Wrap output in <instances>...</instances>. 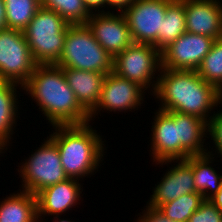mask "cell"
I'll return each instance as SVG.
<instances>
[{
    "instance_id": "cell-1",
    "label": "cell",
    "mask_w": 222,
    "mask_h": 222,
    "mask_svg": "<svg viewBox=\"0 0 222 222\" xmlns=\"http://www.w3.org/2000/svg\"><path fill=\"white\" fill-rule=\"evenodd\" d=\"M159 73L152 94L160 103L158 109L194 115L208 123L215 113L214 108L216 110L219 104L221 107L222 93L204 81L197 71L161 68Z\"/></svg>"
},
{
    "instance_id": "cell-2",
    "label": "cell",
    "mask_w": 222,
    "mask_h": 222,
    "mask_svg": "<svg viewBox=\"0 0 222 222\" xmlns=\"http://www.w3.org/2000/svg\"><path fill=\"white\" fill-rule=\"evenodd\" d=\"M23 91L36 102L50 126L90 122L89 113L77 101L63 69L56 64H37Z\"/></svg>"
},
{
    "instance_id": "cell-3",
    "label": "cell",
    "mask_w": 222,
    "mask_h": 222,
    "mask_svg": "<svg viewBox=\"0 0 222 222\" xmlns=\"http://www.w3.org/2000/svg\"><path fill=\"white\" fill-rule=\"evenodd\" d=\"M90 123L52 126L55 132L49 137L57 145L61 164L68 178L81 181L85 177L89 178L99 171L97 169L104 160L105 141Z\"/></svg>"
},
{
    "instance_id": "cell-4",
    "label": "cell",
    "mask_w": 222,
    "mask_h": 222,
    "mask_svg": "<svg viewBox=\"0 0 222 222\" xmlns=\"http://www.w3.org/2000/svg\"><path fill=\"white\" fill-rule=\"evenodd\" d=\"M69 24L55 11L40 7L23 30L34 61L56 64L62 54Z\"/></svg>"
},
{
    "instance_id": "cell-5",
    "label": "cell",
    "mask_w": 222,
    "mask_h": 222,
    "mask_svg": "<svg viewBox=\"0 0 222 222\" xmlns=\"http://www.w3.org/2000/svg\"><path fill=\"white\" fill-rule=\"evenodd\" d=\"M56 65L102 74L113 72V58L96 41L87 25H69Z\"/></svg>"
},
{
    "instance_id": "cell-6",
    "label": "cell",
    "mask_w": 222,
    "mask_h": 222,
    "mask_svg": "<svg viewBox=\"0 0 222 222\" xmlns=\"http://www.w3.org/2000/svg\"><path fill=\"white\" fill-rule=\"evenodd\" d=\"M31 156L18 165L22 190L36 195L46 187L65 181L66 176L56 143L47 137Z\"/></svg>"
},
{
    "instance_id": "cell-7",
    "label": "cell",
    "mask_w": 222,
    "mask_h": 222,
    "mask_svg": "<svg viewBox=\"0 0 222 222\" xmlns=\"http://www.w3.org/2000/svg\"><path fill=\"white\" fill-rule=\"evenodd\" d=\"M161 68V53L151 44L133 42L113 58V72L117 76L136 82L146 92L151 90L152 93L148 91L151 95Z\"/></svg>"
},
{
    "instance_id": "cell-8",
    "label": "cell",
    "mask_w": 222,
    "mask_h": 222,
    "mask_svg": "<svg viewBox=\"0 0 222 222\" xmlns=\"http://www.w3.org/2000/svg\"><path fill=\"white\" fill-rule=\"evenodd\" d=\"M36 66L24 32L8 28L0 30V81L23 87Z\"/></svg>"
},
{
    "instance_id": "cell-9",
    "label": "cell",
    "mask_w": 222,
    "mask_h": 222,
    "mask_svg": "<svg viewBox=\"0 0 222 222\" xmlns=\"http://www.w3.org/2000/svg\"><path fill=\"white\" fill-rule=\"evenodd\" d=\"M173 0H135L122 13L124 14L132 41L151 44L158 50V33L167 6Z\"/></svg>"
},
{
    "instance_id": "cell-10",
    "label": "cell",
    "mask_w": 222,
    "mask_h": 222,
    "mask_svg": "<svg viewBox=\"0 0 222 222\" xmlns=\"http://www.w3.org/2000/svg\"><path fill=\"white\" fill-rule=\"evenodd\" d=\"M146 90L139 84L117 76L114 72L106 74L101 89V95L96 107L89 113L90 121L97 118V114L110 111L129 112L138 110L144 102ZM93 118V119H92Z\"/></svg>"
},
{
    "instance_id": "cell-11",
    "label": "cell",
    "mask_w": 222,
    "mask_h": 222,
    "mask_svg": "<svg viewBox=\"0 0 222 222\" xmlns=\"http://www.w3.org/2000/svg\"><path fill=\"white\" fill-rule=\"evenodd\" d=\"M214 41L212 37L185 32L161 52V67L196 71Z\"/></svg>"
},
{
    "instance_id": "cell-12",
    "label": "cell",
    "mask_w": 222,
    "mask_h": 222,
    "mask_svg": "<svg viewBox=\"0 0 222 222\" xmlns=\"http://www.w3.org/2000/svg\"><path fill=\"white\" fill-rule=\"evenodd\" d=\"M154 164L159 166L167 164V167L170 164L171 166L164 173L165 175L163 174L161 181L155 184V188L153 187V194L150 195L147 205L157 208L183 194L196 192L191 156L185 160H166Z\"/></svg>"
},
{
    "instance_id": "cell-13",
    "label": "cell",
    "mask_w": 222,
    "mask_h": 222,
    "mask_svg": "<svg viewBox=\"0 0 222 222\" xmlns=\"http://www.w3.org/2000/svg\"><path fill=\"white\" fill-rule=\"evenodd\" d=\"M86 25L96 41L112 58L133 43L127 20L122 12L92 13Z\"/></svg>"
},
{
    "instance_id": "cell-14",
    "label": "cell",
    "mask_w": 222,
    "mask_h": 222,
    "mask_svg": "<svg viewBox=\"0 0 222 222\" xmlns=\"http://www.w3.org/2000/svg\"><path fill=\"white\" fill-rule=\"evenodd\" d=\"M157 111V112H156ZM153 116L150 156L153 163L181 160V144L178 132V112L157 109Z\"/></svg>"
},
{
    "instance_id": "cell-15",
    "label": "cell",
    "mask_w": 222,
    "mask_h": 222,
    "mask_svg": "<svg viewBox=\"0 0 222 222\" xmlns=\"http://www.w3.org/2000/svg\"><path fill=\"white\" fill-rule=\"evenodd\" d=\"M82 192L81 182L73 178H67L39 191L36 194L38 222L46 221V216H60L72 210V207L76 208V205L80 204Z\"/></svg>"
},
{
    "instance_id": "cell-16",
    "label": "cell",
    "mask_w": 222,
    "mask_h": 222,
    "mask_svg": "<svg viewBox=\"0 0 222 222\" xmlns=\"http://www.w3.org/2000/svg\"><path fill=\"white\" fill-rule=\"evenodd\" d=\"M181 1L185 6L186 32L215 40L222 37V0Z\"/></svg>"
},
{
    "instance_id": "cell-17",
    "label": "cell",
    "mask_w": 222,
    "mask_h": 222,
    "mask_svg": "<svg viewBox=\"0 0 222 222\" xmlns=\"http://www.w3.org/2000/svg\"><path fill=\"white\" fill-rule=\"evenodd\" d=\"M77 101L90 113L97 105L106 74L62 68Z\"/></svg>"
},
{
    "instance_id": "cell-18",
    "label": "cell",
    "mask_w": 222,
    "mask_h": 222,
    "mask_svg": "<svg viewBox=\"0 0 222 222\" xmlns=\"http://www.w3.org/2000/svg\"><path fill=\"white\" fill-rule=\"evenodd\" d=\"M207 128L208 123L202 118L178 113L181 160H185L190 156L207 153L208 147L204 145L206 144L204 142L206 141L205 138H207Z\"/></svg>"
},
{
    "instance_id": "cell-19",
    "label": "cell",
    "mask_w": 222,
    "mask_h": 222,
    "mask_svg": "<svg viewBox=\"0 0 222 222\" xmlns=\"http://www.w3.org/2000/svg\"><path fill=\"white\" fill-rule=\"evenodd\" d=\"M20 86V87H19ZM23 90L21 85L13 82L0 81V148L6 152L20 118L17 89ZM18 104V105H17ZM19 117V118H18ZM6 150V151H5Z\"/></svg>"
},
{
    "instance_id": "cell-20",
    "label": "cell",
    "mask_w": 222,
    "mask_h": 222,
    "mask_svg": "<svg viewBox=\"0 0 222 222\" xmlns=\"http://www.w3.org/2000/svg\"><path fill=\"white\" fill-rule=\"evenodd\" d=\"M18 191L0 201V222H38L36 195Z\"/></svg>"
},
{
    "instance_id": "cell-21",
    "label": "cell",
    "mask_w": 222,
    "mask_h": 222,
    "mask_svg": "<svg viewBox=\"0 0 222 222\" xmlns=\"http://www.w3.org/2000/svg\"><path fill=\"white\" fill-rule=\"evenodd\" d=\"M215 157L208 153L191 156L195 189L204 199H210L214 196L219 191L222 182V173L218 174L212 167L214 164L212 162L216 160Z\"/></svg>"
},
{
    "instance_id": "cell-22",
    "label": "cell",
    "mask_w": 222,
    "mask_h": 222,
    "mask_svg": "<svg viewBox=\"0 0 222 222\" xmlns=\"http://www.w3.org/2000/svg\"><path fill=\"white\" fill-rule=\"evenodd\" d=\"M186 32L185 6L181 0H173L166 9L158 33V51L161 53Z\"/></svg>"
},
{
    "instance_id": "cell-23",
    "label": "cell",
    "mask_w": 222,
    "mask_h": 222,
    "mask_svg": "<svg viewBox=\"0 0 222 222\" xmlns=\"http://www.w3.org/2000/svg\"><path fill=\"white\" fill-rule=\"evenodd\" d=\"M8 29L23 31L37 10L41 7L40 0H3Z\"/></svg>"
},
{
    "instance_id": "cell-24",
    "label": "cell",
    "mask_w": 222,
    "mask_h": 222,
    "mask_svg": "<svg viewBox=\"0 0 222 222\" xmlns=\"http://www.w3.org/2000/svg\"><path fill=\"white\" fill-rule=\"evenodd\" d=\"M40 4L58 13L69 25H86L91 17L83 0H40Z\"/></svg>"
},
{
    "instance_id": "cell-25",
    "label": "cell",
    "mask_w": 222,
    "mask_h": 222,
    "mask_svg": "<svg viewBox=\"0 0 222 222\" xmlns=\"http://www.w3.org/2000/svg\"><path fill=\"white\" fill-rule=\"evenodd\" d=\"M205 199L198 192L183 194L157 208L167 217L176 222H187Z\"/></svg>"
},
{
    "instance_id": "cell-26",
    "label": "cell",
    "mask_w": 222,
    "mask_h": 222,
    "mask_svg": "<svg viewBox=\"0 0 222 222\" xmlns=\"http://www.w3.org/2000/svg\"><path fill=\"white\" fill-rule=\"evenodd\" d=\"M198 75L222 93V37L216 39L197 68Z\"/></svg>"
},
{
    "instance_id": "cell-27",
    "label": "cell",
    "mask_w": 222,
    "mask_h": 222,
    "mask_svg": "<svg viewBox=\"0 0 222 222\" xmlns=\"http://www.w3.org/2000/svg\"><path fill=\"white\" fill-rule=\"evenodd\" d=\"M220 110L221 109L219 108V111L214 113V115L210 118L207 128V138L210 139L211 137V140L213 141V147L215 149L214 151L212 147V152V150L209 148L207 153L213 156L217 154V157L219 156V158L222 157V110Z\"/></svg>"
},
{
    "instance_id": "cell-28",
    "label": "cell",
    "mask_w": 222,
    "mask_h": 222,
    "mask_svg": "<svg viewBox=\"0 0 222 222\" xmlns=\"http://www.w3.org/2000/svg\"><path fill=\"white\" fill-rule=\"evenodd\" d=\"M187 222H222V211L209 199H205Z\"/></svg>"
},
{
    "instance_id": "cell-29",
    "label": "cell",
    "mask_w": 222,
    "mask_h": 222,
    "mask_svg": "<svg viewBox=\"0 0 222 222\" xmlns=\"http://www.w3.org/2000/svg\"><path fill=\"white\" fill-rule=\"evenodd\" d=\"M140 214V215H139ZM138 219L136 222H176L170 218H167L158 208L146 205L141 213H138Z\"/></svg>"
},
{
    "instance_id": "cell-30",
    "label": "cell",
    "mask_w": 222,
    "mask_h": 222,
    "mask_svg": "<svg viewBox=\"0 0 222 222\" xmlns=\"http://www.w3.org/2000/svg\"><path fill=\"white\" fill-rule=\"evenodd\" d=\"M85 7L92 13H109L112 11L105 10L106 0H83ZM104 7V8H103ZM102 8V9H101Z\"/></svg>"
},
{
    "instance_id": "cell-31",
    "label": "cell",
    "mask_w": 222,
    "mask_h": 222,
    "mask_svg": "<svg viewBox=\"0 0 222 222\" xmlns=\"http://www.w3.org/2000/svg\"><path fill=\"white\" fill-rule=\"evenodd\" d=\"M135 0H106V8L117 12H123L128 8Z\"/></svg>"
},
{
    "instance_id": "cell-32",
    "label": "cell",
    "mask_w": 222,
    "mask_h": 222,
    "mask_svg": "<svg viewBox=\"0 0 222 222\" xmlns=\"http://www.w3.org/2000/svg\"><path fill=\"white\" fill-rule=\"evenodd\" d=\"M209 200L222 211V182L220 184L219 191Z\"/></svg>"
},
{
    "instance_id": "cell-33",
    "label": "cell",
    "mask_w": 222,
    "mask_h": 222,
    "mask_svg": "<svg viewBox=\"0 0 222 222\" xmlns=\"http://www.w3.org/2000/svg\"><path fill=\"white\" fill-rule=\"evenodd\" d=\"M7 28L4 1L0 0V30Z\"/></svg>"
},
{
    "instance_id": "cell-34",
    "label": "cell",
    "mask_w": 222,
    "mask_h": 222,
    "mask_svg": "<svg viewBox=\"0 0 222 222\" xmlns=\"http://www.w3.org/2000/svg\"><path fill=\"white\" fill-rule=\"evenodd\" d=\"M61 217H59V215H56V216H53V222H74V221H71V220H64V219H60Z\"/></svg>"
},
{
    "instance_id": "cell-35",
    "label": "cell",
    "mask_w": 222,
    "mask_h": 222,
    "mask_svg": "<svg viewBox=\"0 0 222 222\" xmlns=\"http://www.w3.org/2000/svg\"><path fill=\"white\" fill-rule=\"evenodd\" d=\"M2 153H5V152L0 148V155H1Z\"/></svg>"
}]
</instances>
